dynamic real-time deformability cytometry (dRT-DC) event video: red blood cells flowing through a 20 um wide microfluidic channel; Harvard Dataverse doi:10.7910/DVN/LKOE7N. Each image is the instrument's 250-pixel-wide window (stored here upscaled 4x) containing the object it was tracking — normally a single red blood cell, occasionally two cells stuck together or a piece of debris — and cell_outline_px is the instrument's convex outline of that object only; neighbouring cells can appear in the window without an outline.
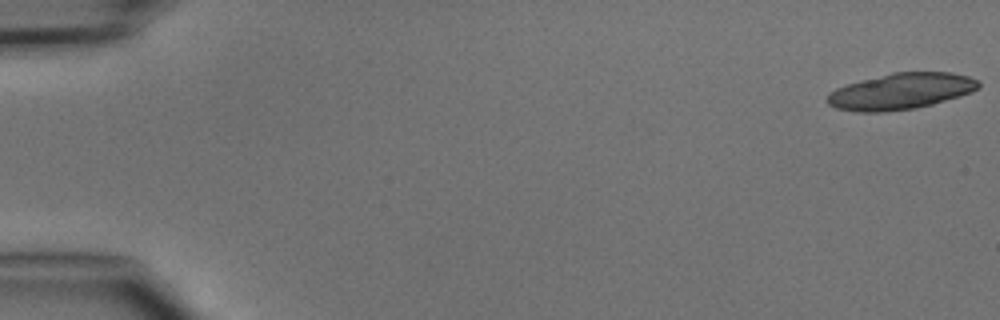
{"species": "common noctule bat (a hibernating species)", "species_latin": "Nyctalus noctula", "temperature_condition": "cold", "stored_images_in_passage": 9, "segment_of_instrument_passage": [1, 2], "camera_frame_rate_fps": 3000, "um_per_image_px": 0.085, "animal": {"sex": "male", "body_mass_g": 15.6}, "frame": {"image": 1, "passage_image": 1, "time_ms": 0.0, "image_size_px": [1000, 320], "cell_outline_px": [[980, 88], [972, 92], [960, 96], [932, 104], [916, 108], [884, 112], [860, 112], [836, 108], [828, 104], [824, 100], [828, 92], [836, 88], [848, 84], [892, 72], [952, 72], [968, 76], [980, 80]], "centroid_in_image_um": [76.58, 7.76], "position_along_channel_um": 8.4, "area_um2": 32.08}}